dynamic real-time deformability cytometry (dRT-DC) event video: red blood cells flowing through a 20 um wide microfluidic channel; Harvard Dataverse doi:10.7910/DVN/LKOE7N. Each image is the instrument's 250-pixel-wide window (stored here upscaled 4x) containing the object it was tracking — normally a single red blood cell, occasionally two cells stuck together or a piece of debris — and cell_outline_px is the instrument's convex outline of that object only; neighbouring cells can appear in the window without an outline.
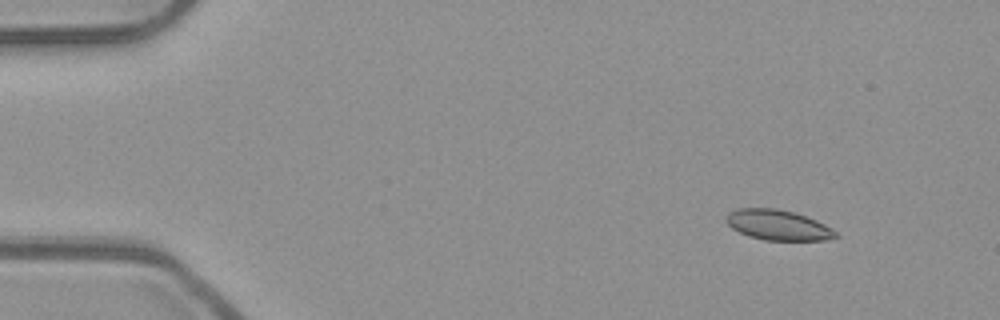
{"species": "common noctule bat (a hibernating species)", "species_latin": "Nyctalus noctula", "temperature_condition": "room temperature", "stored_images_in_passage": 53, "camera_frame_rate_fps": 3000, "um_per_image_px": 0.085, "animal": {"sex": "male", "body_mass_g": 23.1, "forearm_length_mm": 52.7}, "frame": {"image": 1, "passage_image": 6, "time_ms": 1.667, "image_size_px": [1000, 320], "cell_outline_px": [[840, 236], [824, 240], [764, 240], [748, 236], [732, 228], [724, 220], [724, 216], [728, 212], [740, 208], [776, 208], [792, 212], [816, 220], [832, 228]], "centroid_in_image_um": [66.09, 19.13], "position_along_channel_um": 18.9, "area_um2": 19.31}}
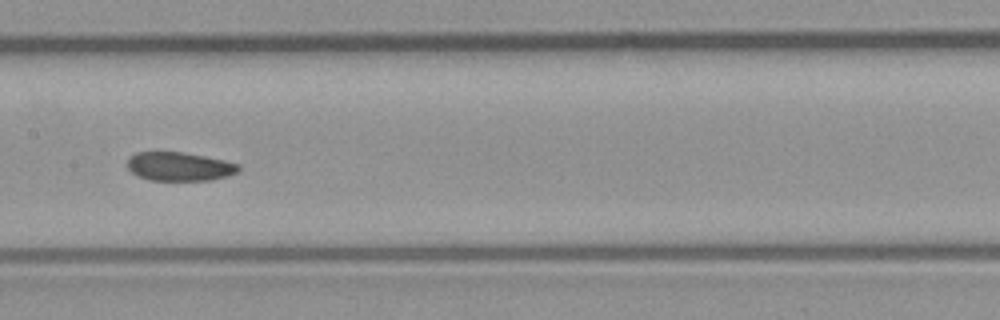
{"frame": {"image": 2, "passage_image": 27, "time_ms": 8.667, "image_size_px": [1000, 320], "cell_outline_px": [[240, 168], [236, 172], [228, 176], [212, 180], [148, 180], [132, 172], [128, 168], [128, 160], [136, 152], [184, 152], [224, 160], [240, 164]], "centroid_in_image_um": [15.28, 14.15], "position_along_channel_um": 192.1, "area_um2": 18.5}}
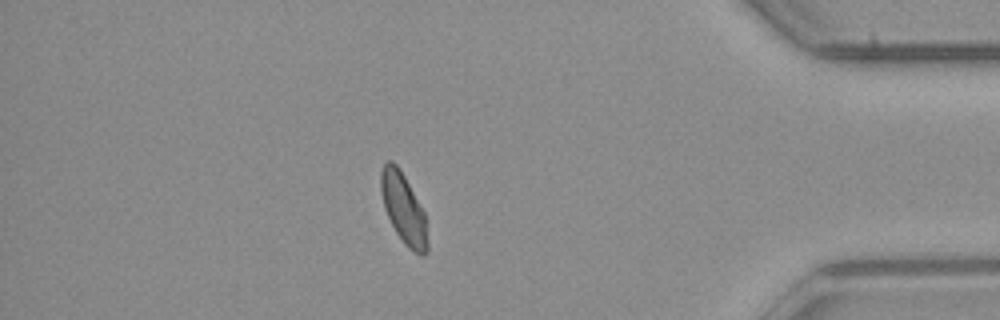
{"frame": {"image": 3, "passage_image": 46, "time_ms": 15.0, "image_size_px": [1000, 320], "cell_outline_px": [[428, 252], [424, 256], [420, 256], [408, 248], [404, 244], [396, 232], [384, 208], [380, 188], [380, 172], [384, 164], [388, 160], [392, 160], [400, 168], [424, 212], [428, 244]], "centroid_in_image_um": [34.3, 17.74], "position_along_channel_um": 400.9, "area_um2": 19.07}, "authors_computed_cell_mechanics": {"area_um2": 19.4786, "velocity_mm_per_s": 3.9376, "shape_relaxation_time_tau1_ms": 6.4769, "shape_relaxation_time_tau2_ms": 2.8675, "deformation_change_tau1": 0.0987, "deformation_change_tau2": 0.0788}}